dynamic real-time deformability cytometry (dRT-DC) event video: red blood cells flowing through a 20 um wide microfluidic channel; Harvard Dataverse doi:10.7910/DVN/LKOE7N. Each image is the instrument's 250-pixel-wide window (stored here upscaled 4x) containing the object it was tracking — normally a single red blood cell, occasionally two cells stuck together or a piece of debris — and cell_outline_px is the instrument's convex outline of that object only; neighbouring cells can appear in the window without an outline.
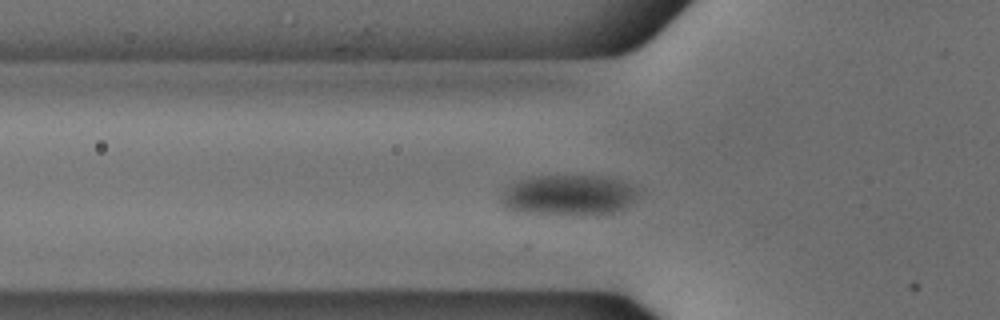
{"species": "common noctule bat (a hibernating species)", "species_latin": "Nyctalus noctula", "temperature_condition": "cold", "stored_images_in_passage": 38, "camera_frame_rate_fps": 3000, "um_per_image_px": 0.085, "animal": {"sex": "male", "body_mass_g": 18.8}, "frame": {"image": 1, "passage_image": 2, "time_ms": 0.333, "image_size_px": [1000, 320], "cell_outline_px": [[640, 196], [624, 208], [616, 212], [592, 216], [556, 216], [508, 212], [504, 208], [500, 200], [500, 196], [504, 188], [508, 184], [528, 176], [604, 176], [620, 180], [632, 184], [640, 188]], "centroid_in_image_um": [48.3, 16.63], "position_along_channel_um": 77.5, "area_um2": 34.28}}
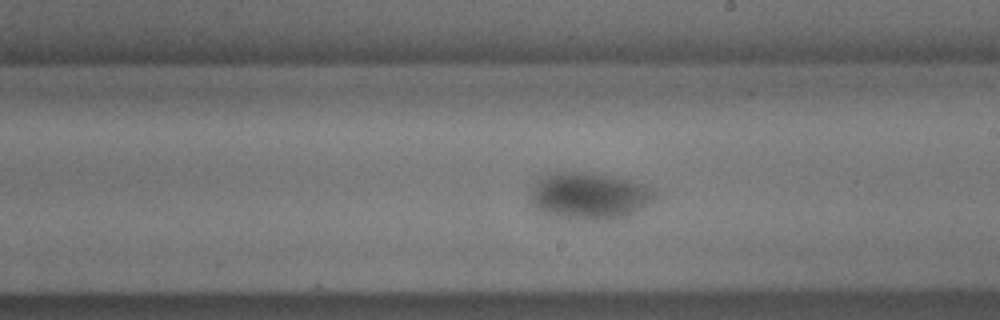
{"frame": {"image": 2, "passage_image": 15, "time_ms": 4.667, "image_size_px": [1000, 320], "cell_outline_px": [[656, 196], [644, 208], [628, 216], [616, 220], [584, 220], [548, 216], [532, 208], [528, 200], [532, 188], [536, 180], [552, 172], [588, 172], [632, 180], [656, 188]], "centroid_in_image_um": [50.07, 16.67], "position_along_channel_um": 238.9, "area_um2": 35.03}}
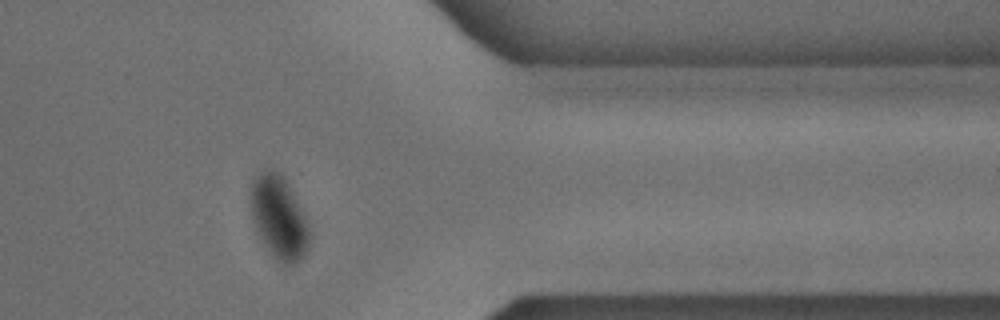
{"frame": {"image": 3, "passage_image": 28, "time_ms": 9.0, "image_size_px": [1000, 320], "cell_outline_px": [[308, 248], [300, 260], [292, 268], [280, 264], [268, 248], [260, 236], [252, 216], [252, 180], [260, 172], [272, 168], [280, 172], [284, 176], [304, 212], [308, 224]], "centroid_in_image_um": [23.74, 18.49], "position_along_channel_um": 387.7, "area_um2": 28.15}}